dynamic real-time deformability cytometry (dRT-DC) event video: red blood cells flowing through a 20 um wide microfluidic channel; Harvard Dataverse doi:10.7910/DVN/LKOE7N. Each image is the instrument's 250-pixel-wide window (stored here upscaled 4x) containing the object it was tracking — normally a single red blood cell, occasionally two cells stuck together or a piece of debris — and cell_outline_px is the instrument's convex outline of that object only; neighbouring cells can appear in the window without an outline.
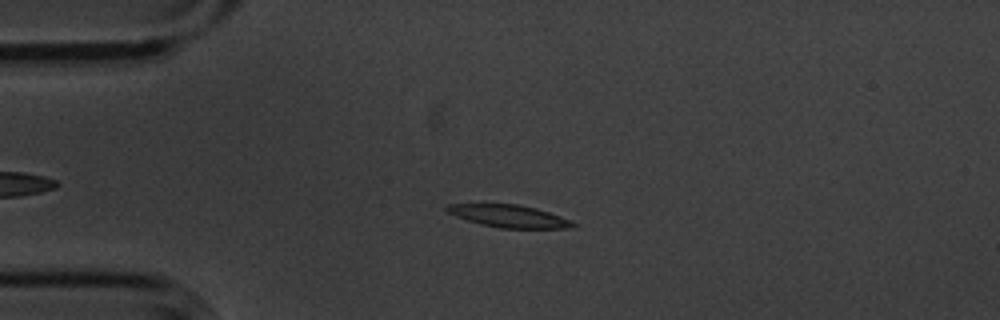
{"species": "common noctule bat (a hibernating species)", "species_latin": "Nyctalus noctula", "temperature_condition": "cold", "stored_images_in_passage": 5, "camera_frame_rate_fps": 3000, "um_per_image_px": 0.085, "animal": {"sex": "male", "body_mass_g": 20.1, "forearm_length_mm": 53.5}, "frame": {"image": 1, "passage_image": 4, "time_ms": 1.0, "image_size_px": [1000, 320], "cell_outline_px": [[580, 224], [576, 228], [500, 228], [480, 224], [456, 216], [448, 212], [444, 208], [448, 204], [516, 204], [536, 208], [572, 220]], "centroid_in_image_um": [43.33, 18.38], "position_along_channel_um": 41.7, "area_um2": 16.53}}